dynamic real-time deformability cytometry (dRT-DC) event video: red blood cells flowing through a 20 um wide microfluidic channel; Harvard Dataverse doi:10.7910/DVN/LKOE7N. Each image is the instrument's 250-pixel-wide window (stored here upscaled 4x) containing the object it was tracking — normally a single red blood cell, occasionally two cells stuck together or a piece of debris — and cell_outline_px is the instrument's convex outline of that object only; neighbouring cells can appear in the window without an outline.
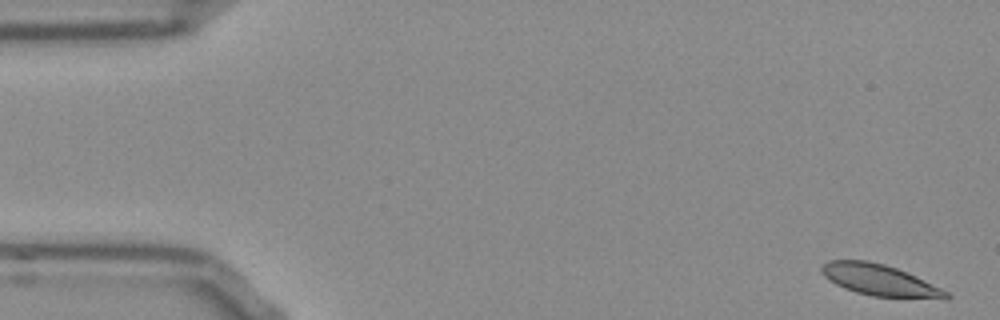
{"species": "Egyptian fruit bat (a non-hibernating species)", "species_latin": "Rousettus aegyptiacus", "temperature_condition": "room temperature", "stored_images_in_passage": 13, "camera_frame_rate_fps": 3000, "um_per_image_px": 0.085, "frame": {"image": 1, "passage_image": 1, "time_ms": 0.0, "image_size_px": [1000, 320], "cell_outline_px": [[952, 296], [948, 300], [944, 300], [872, 296], [856, 292], [844, 288], [836, 284], [824, 276], [820, 272], [820, 268], [828, 260], [868, 260], [884, 264], [908, 272], [948, 292]], "centroid_in_image_um": [74.82, 23.83], "position_along_channel_um": 10.2, "area_um2": 23.0}}